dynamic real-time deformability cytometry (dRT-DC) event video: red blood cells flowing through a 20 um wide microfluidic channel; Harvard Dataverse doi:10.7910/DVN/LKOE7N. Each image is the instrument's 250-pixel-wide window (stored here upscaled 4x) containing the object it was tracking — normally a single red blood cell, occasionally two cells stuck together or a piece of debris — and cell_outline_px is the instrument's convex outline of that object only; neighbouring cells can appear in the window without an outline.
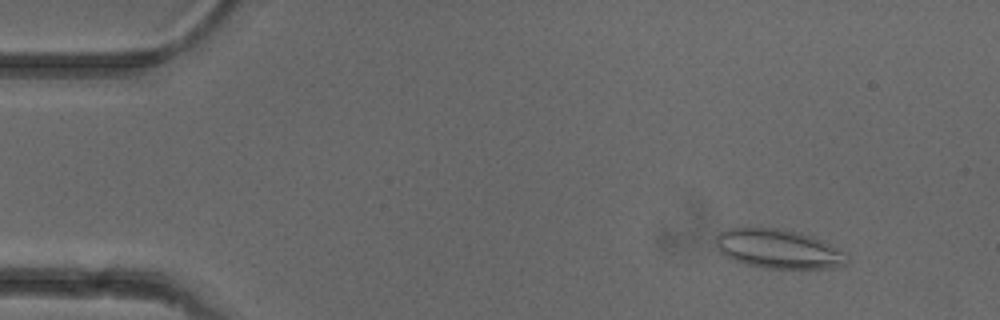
{"species": "common noctule bat (a hibernating species)", "species_latin": "Nyctalus noctula", "temperature_condition": "cold", "stored_images_in_passage": 52, "camera_frame_rate_fps": 3000, "um_per_image_px": 0.085, "animal": {"sex": "female"}, "frame": {"image": 1, "passage_image": 6, "time_ms": 1.667, "image_size_px": [1000, 320], "cell_outline_px": [[848, 264], [832, 268], [764, 268], [744, 264], [732, 260], [724, 256], [720, 252], [716, 244], [716, 236], [720, 232], [728, 228], [784, 228], [800, 232], [824, 240], [848, 252]], "centroid_in_image_um": [66.22, 21.15], "position_along_channel_um": 18.8, "area_um2": 30.52}}
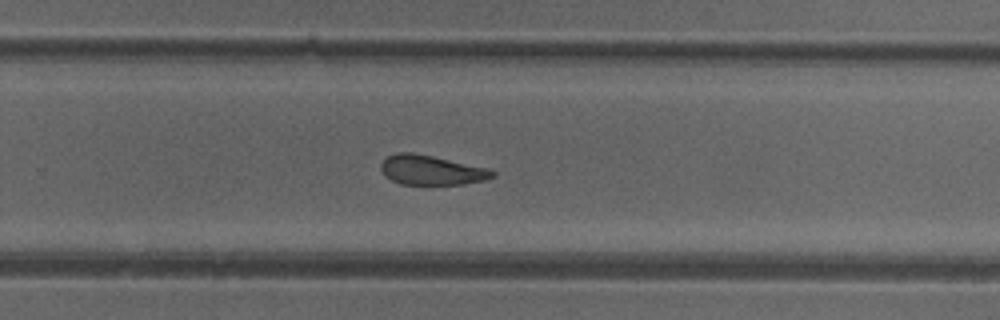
{"frame": {"image": 2, "passage_image": 34, "time_ms": 11.0, "image_size_px": [1000, 320], "cell_outline_px": [[496, 176], [484, 180], [464, 184], [400, 184], [384, 176], [380, 168], [380, 164], [388, 156], [396, 152], [412, 152], [432, 156], [488, 168], [496, 172]], "centroid_in_image_um": [36.65, 14.46], "position_along_channel_um": 293.1, "area_um2": 19.25}}
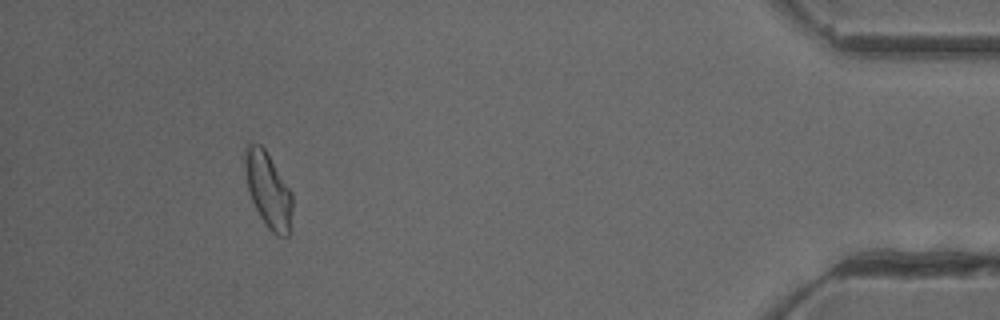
{"frame": {"image": 3, "passage_image": 48, "time_ms": 15.667, "image_size_px": [1000, 320], "cell_outline_px": [[292, 208], [288, 236], [276, 236], [264, 224], [248, 192], [244, 168], [244, 148], [248, 144], [260, 144], [264, 148], [292, 192]], "centroid_in_image_um": [22.77, 16.14], "position_along_channel_um": 412.4, "area_um2": 20.75}, "authors_computed_cell_mechanics": {"area_um2": 20.9236, "velocity_mm_per_s": 3.9417, "shape_relaxation_time_tau1_ms": null, "shape_relaxation_time_tau2_ms": 1.714, "deformation_change_tau1": null, "deformation_change_tau2": 0.0795}}